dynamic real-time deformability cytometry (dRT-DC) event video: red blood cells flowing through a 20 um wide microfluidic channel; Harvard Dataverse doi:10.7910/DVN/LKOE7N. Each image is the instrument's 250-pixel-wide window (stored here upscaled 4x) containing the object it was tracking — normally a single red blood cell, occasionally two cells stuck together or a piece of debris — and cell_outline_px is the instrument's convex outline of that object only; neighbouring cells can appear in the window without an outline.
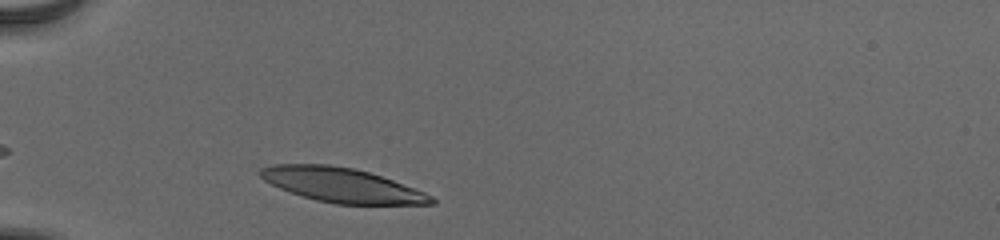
{"species": "human", "species_latin": "Homo sapiens", "temperature_condition": "cold", "stored_images_in_passage": 30, "camera_frame_rate_fps": 3000, "um_per_image_px": 0.085, "donor": {"sex": "male"}, "frame": {"image": 1, "passage_image": 1, "time_ms": 0.0, "image_size_px": [1000, 240], "cell_outline_px": [[436, 204], [336, 204], [316, 200], [280, 188], [264, 180], [256, 172], [260, 168], [272, 164], [328, 164], [352, 168], [368, 172], [392, 180], [424, 192], [432, 196], [436, 200]], "centroid_in_image_um": [29.03, 15.72], "position_along_channel_um": 56.0, "area_um2": 33.93}}
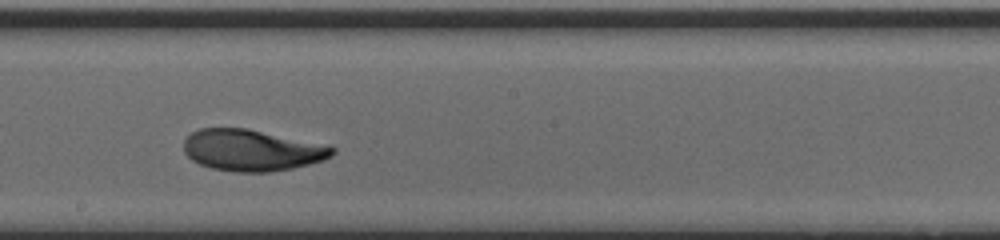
{"frame": {"image": 2, "passage_image": 16, "time_ms": 5.0, "image_size_px": [1000, 240], "cell_outline_px": [[336, 152], [332, 156], [324, 160], [292, 168], [268, 172], [232, 172], [212, 168], [200, 164], [192, 160], [184, 152], [184, 140], [192, 132], [200, 128], [248, 128], [336, 148]], "centroid_in_image_um": [21.37, 12.78], "position_along_channel_um": 226.8, "area_um2": 35.55}}
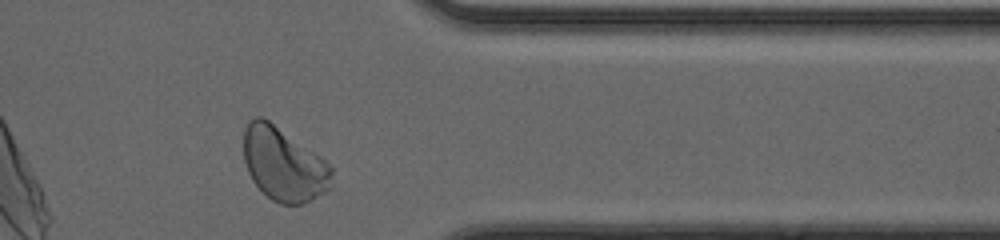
{"frame": {"image": 3, "passage_image": 29, "time_ms": 9.333, "image_size_px": [1000, 240], "cell_outline_px": [[332, 172], [328, 188], [324, 192], [312, 200], [304, 204], [280, 204], [272, 200], [252, 180], [248, 172], [244, 160], [244, 128], [248, 120], [256, 116], [260, 116], [268, 120], [320, 156], [332, 168]], "centroid_in_image_um": [24.08, 13.96], "position_along_channel_um": 387.3, "area_um2": 37.28}, "authors_computed_cell_mechanics": {"area_um2": 35.3736, "velocity_mm_per_s": 3.8374, "shape_relaxation_time_tau1_ms": 2.5479, "shape_relaxation_time_tau2_ms": 1.304, "deformation_change_tau1": 0.1534, "deformation_change_tau2": 0.0718}}